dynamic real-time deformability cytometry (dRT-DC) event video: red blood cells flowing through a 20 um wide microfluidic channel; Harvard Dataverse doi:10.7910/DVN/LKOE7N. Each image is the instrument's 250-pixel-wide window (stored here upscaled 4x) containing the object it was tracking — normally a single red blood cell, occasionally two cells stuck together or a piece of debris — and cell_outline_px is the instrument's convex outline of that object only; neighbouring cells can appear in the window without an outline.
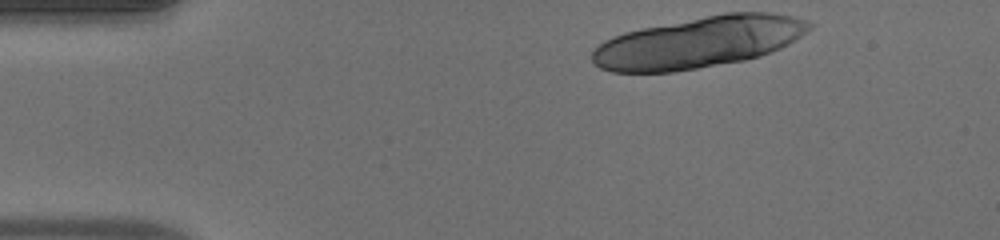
{"species": "human", "species_latin": "Homo sapiens", "temperature_condition": "warm", "stored_images_in_passage": 11, "camera_frame_rate_fps": 3000, "um_per_image_px": 0.085, "donor": {"sex": "male"}, "frame": {"image": 1, "passage_image": 1, "time_ms": 0.0, "image_size_px": [1000, 240], "cell_outline_px": [[816, 24], [812, 28], [796, 40], [780, 48], [760, 56], [744, 60], [672, 72], [612, 72], [600, 68], [592, 64], [592, 52], [604, 40], [612, 36], [624, 32], [724, 12], [768, 12], [792, 16], [808, 20]], "centroid_in_image_um": [59.41, 3.59], "position_along_channel_um": 25.6, "area_um2": 64.79}}